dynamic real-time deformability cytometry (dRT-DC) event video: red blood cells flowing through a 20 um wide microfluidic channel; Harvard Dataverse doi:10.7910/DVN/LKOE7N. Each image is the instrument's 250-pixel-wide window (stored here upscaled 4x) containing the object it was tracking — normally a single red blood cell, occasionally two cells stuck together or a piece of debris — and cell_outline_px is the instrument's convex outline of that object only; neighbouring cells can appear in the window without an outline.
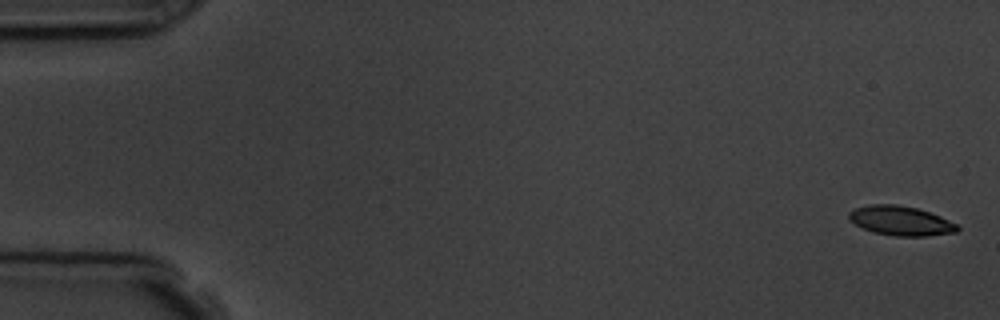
{"species": "common noctule bat (a hibernating species)", "species_latin": "Nyctalus noctula", "temperature_condition": "room temperature", "stored_images_in_passage": 7, "camera_frame_rate_fps": 3000, "um_per_image_px": 0.085, "animal": {"sex": "male", "body_mass_g": 19.5, "forearm_length_mm": 54.6}, "frame": {"image": 1, "passage_image": 1, "time_ms": 0.0, "image_size_px": [1000, 320], "cell_outline_px": [[960, 228], [956, 232], [928, 236], [896, 236], [872, 232], [848, 220], [848, 212], [856, 208], [868, 204], [896, 204], [916, 208], [940, 216], [956, 224]], "centroid_in_image_um": [76.53, 18.76], "position_along_channel_um": 8.5, "area_um2": 18.55}}
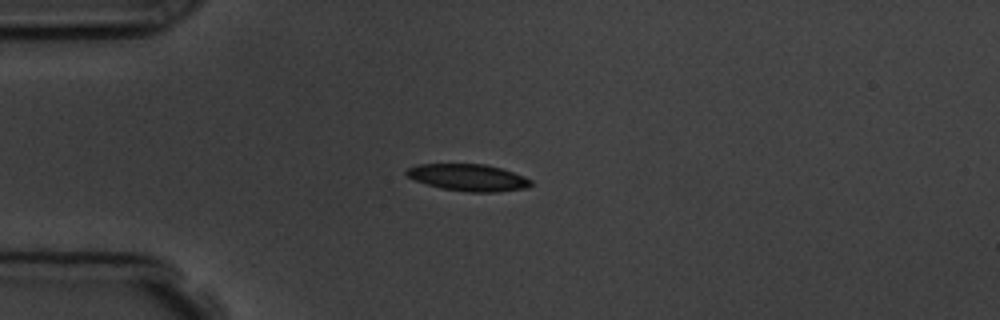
{"frame": {"image": 2, "passage_image": 5, "time_ms": 4.333, "image_size_px": [1000, 320], "cell_outline_px": [[532, 184], [528, 188], [496, 192], [468, 192], [440, 188], [416, 180], [408, 176], [404, 172], [408, 168], [420, 164], [484, 164], [500, 168], [524, 176], [532, 180]], "centroid_in_image_um": [39.83, 15.09], "position_along_channel_um": 45.2, "area_um2": 19.36}}
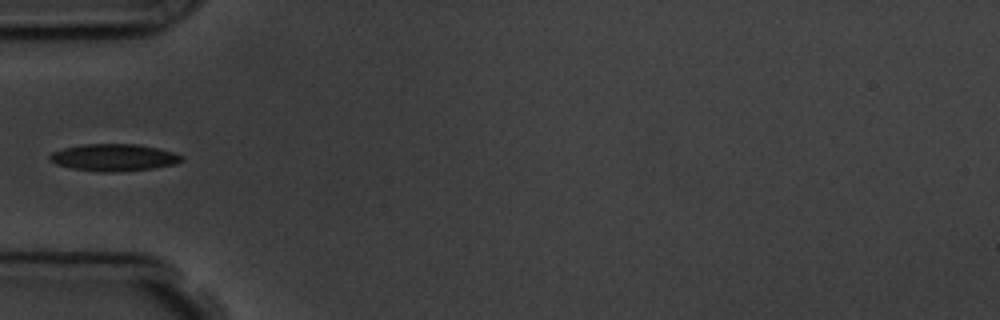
{"frame": {"image": 3, "passage_image": 6, "time_ms": 5.667, "image_size_px": [1000, 320], "cell_outline_px": [[184, 160], [176, 164], [152, 168], [120, 172], [100, 172], [72, 168], [56, 164], [48, 160], [48, 156], [52, 152], [64, 148], [80, 144], [136, 144], [156, 148], [172, 152], [184, 156]], "centroid_in_image_um": [9.66, 13.39], "position_along_channel_um": 75.3, "area_um2": 20.87}}